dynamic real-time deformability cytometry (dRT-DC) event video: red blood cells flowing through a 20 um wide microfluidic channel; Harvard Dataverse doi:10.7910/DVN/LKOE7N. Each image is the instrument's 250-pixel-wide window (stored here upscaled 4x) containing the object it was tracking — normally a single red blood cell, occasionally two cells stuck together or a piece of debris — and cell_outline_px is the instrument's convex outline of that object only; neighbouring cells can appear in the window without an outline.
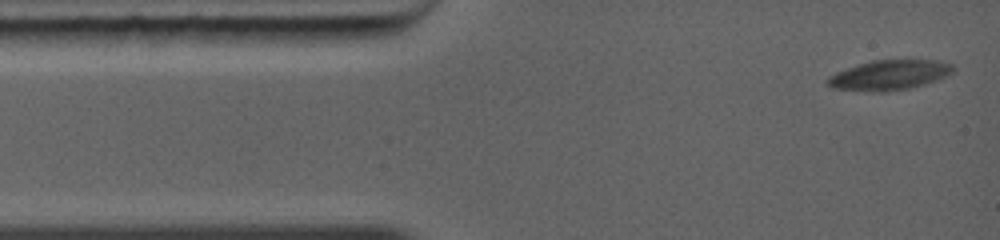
{"species": "common noctule bat (a hibernating species)", "species_latin": "Nyctalus noctula", "temperature_condition": "warm", "stored_images_in_passage": 6, "camera_frame_rate_fps": 5000, "um_per_image_px": 0.085, "animal": {"sex": "female", "body_mass_g": 19.0, "forearm_length_mm": 56.7}, "frame": {"image": 1, "passage_image": 1, "time_ms": 0.0, "image_size_px": [1000, 240], "cell_outline_px": [[956, 68], [952, 72], [944, 76], [924, 84], [908, 88], [884, 92], [880, 92], [832, 88], [824, 80], [828, 76], [836, 72], [872, 60], [936, 60], [952, 64]], "centroid_in_image_um": [75.56, 6.37], "position_along_channel_um": 9.4, "area_um2": 21.62}}
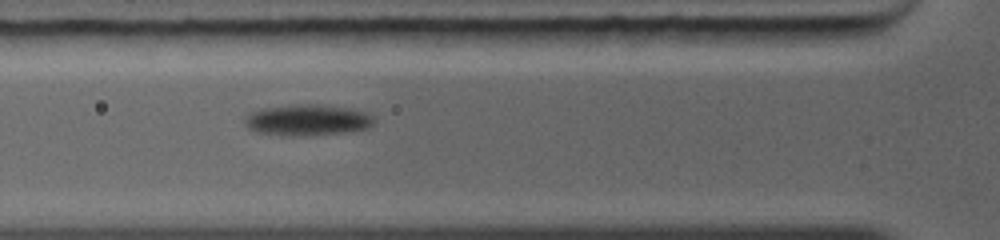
{"frame": {"image": 2, "passage_image": 5, "time_ms": 3.6, "image_size_px": [1000, 240], "cell_outline_px": [[376, 120], [368, 128], [340, 132], [256, 132], [248, 128], [244, 124], [244, 116], [252, 112], [264, 108], [296, 104], [316, 104], [356, 108], [376, 116]], "centroid_in_image_um": [26.21, 10.11], "position_along_channel_um": 99.6, "area_um2": 22.25}}
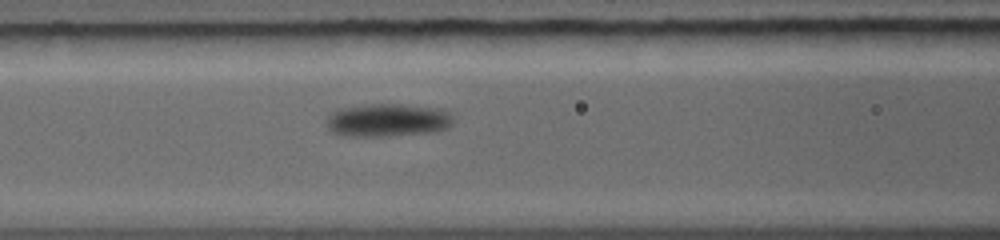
{"frame": {"image": 3, "passage_image": 6, "time_ms": 4.4, "image_size_px": [1000, 240], "cell_outline_px": [[452, 124], [448, 128], [428, 132], [380, 136], [344, 136], [332, 132], [328, 128], [328, 116], [336, 108], [368, 104], [400, 104], [444, 108], [452, 116]], "centroid_in_image_um": [32.94, 10.19], "position_along_channel_um": 133.7, "area_um2": 24.45}}